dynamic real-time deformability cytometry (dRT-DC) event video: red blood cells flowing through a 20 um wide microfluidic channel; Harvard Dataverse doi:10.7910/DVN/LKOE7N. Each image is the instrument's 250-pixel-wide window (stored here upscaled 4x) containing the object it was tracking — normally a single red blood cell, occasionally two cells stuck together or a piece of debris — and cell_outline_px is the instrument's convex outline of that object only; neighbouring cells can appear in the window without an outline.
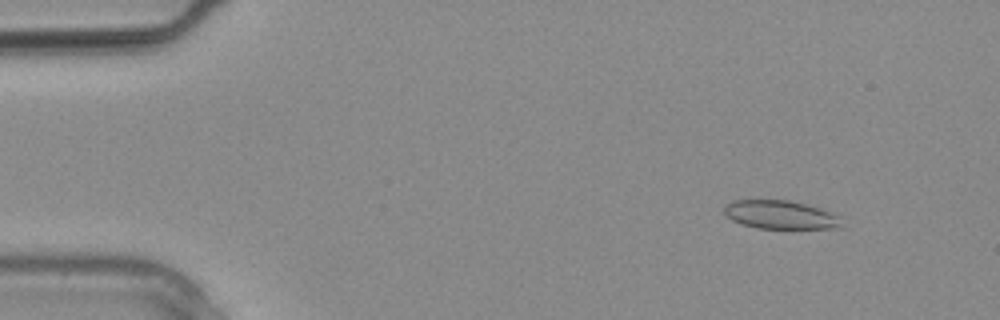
{"species": "common noctule bat (a hibernating species)", "species_latin": "Nyctalus noctula", "temperature_condition": "warm", "stored_images_in_passage": 10, "camera_frame_rate_fps": 3000, "um_per_image_px": 0.085, "animal": {"sex": "male", "body_mass_g": 20.4}, "frame": {"image": 1, "passage_image": 1, "time_ms": 0.0, "image_size_px": [1000, 320], "cell_outline_px": [[844, 228], [756, 228], [740, 224], [724, 216], [724, 204], [732, 200], [788, 200], [808, 204], [820, 208], [840, 216]], "centroid_in_image_um": [66.32, 18.25], "position_along_channel_um": 18.7, "area_um2": 19.83}}
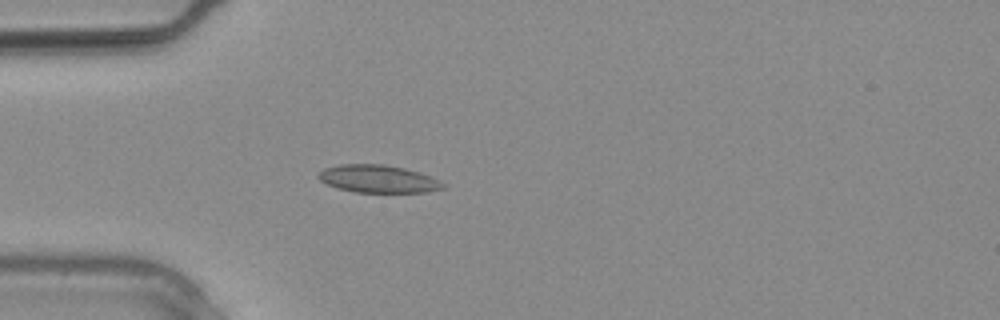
{"frame": {"image": 2, "passage_image": 6, "time_ms": 1.667, "image_size_px": [1000, 320], "cell_outline_px": [[448, 184], [444, 188], [428, 192], [356, 192], [336, 188], [320, 180], [316, 176], [324, 168], [340, 164], [384, 164], [404, 168], [420, 172], [440, 180]], "centroid_in_image_um": [32.17, 15.2], "position_along_channel_um": 52.8, "area_um2": 20.23}}